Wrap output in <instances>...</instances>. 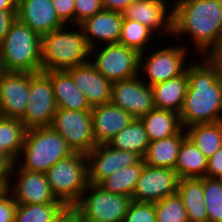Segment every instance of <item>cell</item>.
<instances>
[{"instance_id": "ba28073f", "label": "cell", "mask_w": 222, "mask_h": 222, "mask_svg": "<svg viewBox=\"0 0 222 222\" xmlns=\"http://www.w3.org/2000/svg\"><path fill=\"white\" fill-rule=\"evenodd\" d=\"M96 52V47L90 49L96 55L90 59L96 70L111 82L127 80L142 74L139 70L140 53L122 44H107Z\"/></svg>"}, {"instance_id": "f6af8a7d", "label": "cell", "mask_w": 222, "mask_h": 222, "mask_svg": "<svg viewBox=\"0 0 222 222\" xmlns=\"http://www.w3.org/2000/svg\"><path fill=\"white\" fill-rule=\"evenodd\" d=\"M209 57L219 66L222 74V40L219 47Z\"/></svg>"}, {"instance_id": "5bb4252c", "label": "cell", "mask_w": 222, "mask_h": 222, "mask_svg": "<svg viewBox=\"0 0 222 222\" xmlns=\"http://www.w3.org/2000/svg\"><path fill=\"white\" fill-rule=\"evenodd\" d=\"M86 156L90 184H99L118 169L135 165L142 159L135 152L114 149L108 144L96 145Z\"/></svg>"}, {"instance_id": "e575fe53", "label": "cell", "mask_w": 222, "mask_h": 222, "mask_svg": "<svg viewBox=\"0 0 222 222\" xmlns=\"http://www.w3.org/2000/svg\"><path fill=\"white\" fill-rule=\"evenodd\" d=\"M156 222H189L186 208L178 194L155 202Z\"/></svg>"}, {"instance_id": "f546056e", "label": "cell", "mask_w": 222, "mask_h": 222, "mask_svg": "<svg viewBox=\"0 0 222 222\" xmlns=\"http://www.w3.org/2000/svg\"><path fill=\"white\" fill-rule=\"evenodd\" d=\"M144 165L145 162L141 159L135 165L118 169L113 174L103 179L98 185L111 193L132 198V194Z\"/></svg>"}, {"instance_id": "9c48e42d", "label": "cell", "mask_w": 222, "mask_h": 222, "mask_svg": "<svg viewBox=\"0 0 222 222\" xmlns=\"http://www.w3.org/2000/svg\"><path fill=\"white\" fill-rule=\"evenodd\" d=\"M50 127L65 139L73 153L86 155L96 146L90 110L57 109Z\"/></svg>"}, {"instance_id": "bcb514c9", "label": "cell", "mask_w": 222, "mask_h": 222, "mask_svg": "<svg viewBox=\"0 0 222 222\" xmlns=\"http://www.w3.org/2000/svg\"><path fill=\"white\" fill-rule=\"evenodd\" d=\"M0 9L17 10V0H0Z\"/></svg>"}, {"instance_id": "1f68e13d", "label": "cell", "mask_w": 222, "mask_h": 222, "mask_svg": "<svg viewBox=\"0 0 222 222\" xmlns=\"http://www.w3.org/2000/svg\"><path fill=\"white\" fill-rule=\"evenodd\" d=\"M154 36L155 33L148 27L137 21L123 18L118 43L142 53L146 51L145 47H147L150 40L155 38Z\"/></svg>"}, {"instance_id": "f1b7e54d", "label": "cell", "mask_w": 222, "mask_h": 222, "mask_svg": "<svg viewBox=\"0 0 222 222\" xmlns=\"http://www.w3.org/2000/svg\"><path fill=\"white\" fill-rule=\"evenodd\" d=\"M185 129L186 136L207 158L222 147V121L195 124Z\"/></svg>"}, {"instance_id": "d590c367", "label": "cell", "mask_w": 222, "mask_h": 222, "mask_svg": "<svg viewBox=\"0 0 222 222\" xmlns=\"http://www.w3.org/2000/svg\"><path fill=\"white\" fill-rule=\"evenodd\" d=\"M123 222H156L154 203L132 200Z\"/></svg>"}, {"instance_id": "30bf717a", "label": "cell", "mask_w": 222, "mask_h": 222, "mask_svg": "<svg viewBox=\"0 0 222 222\" xmlns=\"http://www.w3.org/2000/svg\"><path fill=\"white\" fill-rule=\"evenodd\" d=\"M57 110L51 79L44 73H30L29 101L20 120L27 129L50 126Z\"/></svg>"}, {"instance_id": "ffe728a7", "label": "cell", "mask_w": 222, "mask_h": 222, "mask_svg": "<svg viewBox=\"0 0 222 222\" xmlns=\"http://www.w3.org/2000/svg\"><path fill=\"white\" fill-rule=\"evenodd\" d=\"M92 133L96 145L108 144L122 129L135 118L122 108L108 102L92 107Z\"/></svg>"}, {"instance_id": "ab89813d", "label": "cell", "mask_w": 222, "mask_h": 222, "mask_svg": "<svg viewBox=\"0 0 222 222\" xmlns=\"http://www.w3.org/2000/svg\"><path fill=\"white\" fill-rule=\"evenodd\" d=\"M51 222H83L79 208L76 205H63Z\"/></svg>"}, {"instance_id": "60d3db41", "label": "cell", "mask_w": 222, "mask_h": 222, "mask_svg": "<svg viewBox=\"0 0 222 222\" xmlns=\"http://www.w3.org/2000/svg\"><path fill=\"white\" fill-rule=\"evenodd\" d=\"M220 174H222V147L208 158L206 171V176L211 178H217Z\"/></svg>"}, {"instance_id": "f35d334b", "label": "cell", "mask_w": 222, "mask_h": 222, "mask_svg": "<svg viewBox=\"0 0 222 222\" xmlns=\"http://www.w3.org/2000/svg\"><path fill=\"white\" fill-rule=\"evenodd\" d=\"M59 20L65 25H75V2L74 0H52ZM71 22V23H70ZM67 24V25H66Z\"/></svg>"}, {"instance_id": "7dc6e473", "label": "cell", "mask_w": 222, "mask_h": 222, "mask_svg": "<svg viewBox=\"0 0 222 222\" xmlns=\"http://www.w3.org/2000/svg\"><path fill=\"white\" fill-rule=\"evenodd\" d=\"M5 72V69H4V67H3V63H2V59H1V54H0V75L2 74V73H4Z\"/></svg>"}, {"instance_id": "b9f144b4", "label": "cell", "mask_w": 222, "mask_h": 222, "mask_svg": "<svg viewBox=\"0 0 222 222\" xmlns=\"http://www.w3.org/2000/svg\"><path fill=\"white\" fill-rule=\"evenodd\" d=\"M17 10L0 9V42L8 33L9 27L16 20Z\"/></svg>"}, {"instance_id": "681fc988", "label": "cell", "mask_w": 222, "mask_h": 222, "mask_svg": "<svg viewBox=\"0 0 222 222\" xmlns=\"http://www.w3.org/2000/svg\"><path fill=\"white\" fill-rule=\"evenodd\" d=\"M0 181H5V176L0 172Z\"/></svg>"}, {"instance_id": "9a60e30c", "label": "cell", "mask_w": 222, "mask_h": 222, "mask_svg": "<svg viewBox=\"0 0 222 222\" xmlns=\"http://www.w3.org/2000/svg\"><path fill=\"white\" fill-rule=\"evenodd\" d=\"M30 73L4 72L0 75L2 117L21 120L29 101Z\"/></svg>"}, {"instance_id": "52a82bcc", "label": "cell", "mask_w": 222, "mask_h": 222, "mask_svg": "<svg viewBox=\"0 0 222 222\" xmlns=\"http://www.w3.org/2000/svg\"><path fill=\"white\" fill-rule=\"evenodd\" d=\"M131 201L128 196L111 193L98 184L89 183L75 205L83 222H123Z\"/></svg>"}, {"instance_id": "8fae6325", "label": "cell", "mask_w": 222, "mask_h": 222, "mask_svg": "<svg viewBox=\"0 0 222 222\" xmlns=\"http://www.w3.org/2000/svg\"><path fill=\"white\" fill-rule=\"evenodd\" d=\"M187 50L188 48L185 46L175 47L172 45L157 51L155 50L145 57L146 53H140L139 70L141 69L143 73L148 75V79H144L146 80L145 83L152 86L182 75L188 67L187 63L184 64L186 58H188L186 56Z\"/></svg>"}, {"instance_id": "d6a6232c", "label": "cell", "mask_w": 222, "mask_h": 222, "mask_svg": "<svg viewBox=\"0 0 222 222\" xmlns=\"http://www.w3.org/2000/svg\"><path fill=\"white\" fill-rule=\"evenodd\" d=\"M64 204H17L13 222H51Z\"/></svg>"}, {"instance_id": "ee69618b", "label": "cell", "mask_w": 222, "mask_h": 222, "mask_svg": "<svg viewBox=\"0 0 222 222\" xmlns=\"http://www.w3.org/2000/svg\"><path fill=\"white\" fill-rule=\"evenodd\" d=\"M14 161L3 151L0 144V172L5 176Z\"/></svg>"}, {"instance_id": "c3c4849f", "label": "cell", "mask_w": 222, "mask_h": 222, "mask_svg": "<svg viewBox=\"0 0 222 222\" xmlns=\"http://www.w3.org/2000/svg\"><path fill=\"white\" fill-rule=\"evenodd\" d=\"M5 188V181H0V191Z\"/></svg>"}, {"instance_id": "836d02e7", "label": "cell", "mask_w": 222, "mask_h": 222, "mask_svg": "<svg viewBox=\"0 0 222 222\" xmlns=\"http://www.w3.org/2000/svg\"><path fill=\"white\" fill-rule=\"evenodd\" d=\"M204 202L207 209V222H222V184L217 178L201 177Z\"/></svg>"}, {"instance_id": "83f0119b", "label": "cell", "mask_w": 222, "mask_h": 222, "mask_svg": "<svg viewBox=\"0 0 222 222\" xmlns=\"http://www.w3.org/2000/svg\"><path fill=\"white\" fill-rule=\"evenodd\" d=\"M150 141L140 119H134L126 128L118 132L108 143L114 149L131 151L144 157Z\"/></svg>"}, {"instance_id": "ac0fdd59", "label": "cell", "mask_w": 222, "mask_h": 222, "mask_svg": "<svg viewBox=\"0 0 222 222\" xmlns=\"http://www.w3.org/2000/svg\"><path fill=\"white\" fill-rule=\"evenodd\" d=\"M16 18L41 37L64 26L52 0H17Z\"/></svg>"}, {"instance_id": "8d00e7d4", "label": "cell", "mask_w": 222, "mask_h": 222, "mask_svg": "<svg viewBox=\"0 0 222 222\" xmlns=\"http://www.w3.org/2000/svg\"><path fill=\"white\" fill-rule=\"evenodd\" d=\"M75 25H80L86 19L103 10L102 0H74Z\"/></svg>"}, {"instance_id": "44dd1931", "label": "cell", "mask_w": 222, "mask_h": 222, "mask_svg": "<svg viewBox=\"0 0 222 222\" xmlns=\"http://www.w3.org/2000/svg\"><path fill=\"white\" fill-rule=\"evenodd\" d=\"M122 21V13L103 9L82 22L80 27L85 34L90 49L96 47L98 41H102L100 45L118 43Z\"/></svg>"}, {"instance_id": "7c38bea8", "label": "cell", "mask_w": 222, "mask_h": 222, "mask_svg": "<svg viewBox=\"0 0 222 222\" xmlns=\"http://www.w3.org/2000/svg\"><path fill=\"white\" fill-rule=\"evenodd\" d=\"M179 180L176 170L145 164L131 199L137 202H158L177 194Z\"/></svg>"}, {"instance_id": "cb8c5ba5", "label": "cell", "mask_w": 222, "mask_h": 222, "mask_svg": "<svg viewBox=\"0 0 222 222\" xmlns=\"http://www.w3.org/2000/svg\"><path fill=\"white\" fill-rule=\"evenodd\" d=\"M186 137V130L183 129L178 134L150 142L142 159L148 166L175 170L179 149Z\"/></svg>"}, {"instance_id": "4316f807", "label": "cell", "mask_w": 222, "mask_h": 222, "mask_svg": "<svg viewBox=\"0 0 222 222\" xmlns=\"http://www.w3.org/2000/svg\"><path fill=\"white\" fill-rule=\"evenodd\" d=\"M208 158L186 137L180 146L175 170L181 178L206 176Z\"/></svg>"}, {"instance_id": "d6986e66", "label": "cell", "mask_w": 222, "mask_h": 222, "mask_svg": "<svg viewBox=\"0 0 222 222\" xmlns=\"http://www.w3.org/2000/svg\"><path fill=\"white\" fill-rule=\"evenodd\" d=\"M67 71L91 107L111 102L113 82L102 76L90 61Z\"/></svg>"}, {"instance_id": "5b68a950", "label": "cell", "mask_w": 222, "mask_h": 222, "mask_svg": "<svg viewBox=\"0 0 222 222\" xmlns=\"http://www.w3.org/2000/svg\"><path fill=\"white\" fill-rule=\"evenodd\" d=\"M42 37L17 18L0 42V54L6 72H42Z\"/></svg>"}, {"instance_id": "7402d4cb", "label": "cell", "mask_w": 222, "mask_h": 222, "mask_svg": "<svg viewBox=\"0 0 222 222\" xmlns=\"http://www.w3.org/2000/svg\"><path fill=\"white\" fill-rule=\"evenodd\" d=\"M53 85L57 109L74 111L91 110L85 95L74 84L71 74L67 70L44 72Z\"/></svg>"}, {"instance_id": "d4e9b609", "label": "cell", "mask_w": 222, "mask_h": 222, "mask_svg": "<svg viewBox=\"0 0 222 222\" xmlns=\"http://www.w3.org/2000/svg\"><path fill=\"white\" fill-rule=\"evenodd\" d=\"M177 194L186 208L189 222H207L208 214L204 202L203 182L200 178H181Z\"/></svg>"}, {"instance_id": "277c9868", "label": "cell", "mask_w": 222, "mask_h": 222, "mask_svg": "<svg viewBox=\"0 0 222 222\" xmlns=\"http://www.w3.org/2000/svg\"><path fill=\"white\" fill-rule=\"evenodd\" d=\"M74 27L79 29L70 32L64 25L42 36V72L67 70L90 61V47L85 34L80 25Z\"/></svg>"}, {"instance_id": "4dcf8cb0", "label": "cell", "mask_w": 222, "mask_h": 222, "mask_svg": "<svg viewBox=\"0 0 222 222\" xmlns=\"http://www.w3.org/2000/svg\"><path fill=\"white\" fill-rule=\"evenodd\" d=\"M27 128L19 119L0 118V144L3 151L15 162L24 144Z\"/></svg>"}, {"instance_id": "484cf974", "label": "cell", "mask_w": 222, "mask_h": 222, "mask_svg": "<svg viewBox=\"0 0 222 222\" xmlns=\"http://www.w3.org/2000/svg\"><path fill=\"white\" fill-rule=\"evenodd\" d=\"M150 142L180 133L182 127L179 114L163 109H153L140 118Z\"/></svg>"}, {"instance_id": "3957f363", "label": "cell", "mask_w": 222, "mask_h": 222, "mask_svg": "<svg viewBox=\"0 0 222 222\" xmlns=\"http://www.w3.org/2000/svg\"><path fill=\"white\" fill-rule=\"evenodd\" d=\"M71 154L73 151L65 139L50 126L27 129L19 159L5 175V188H12L9 178L12 174L14 176L17 166L27 171L46 173L55 163Z\"/></svg>"}, {"instance_id": "603a6c76", "label": "cell", "mask_w": 222, "mask_h": 222, "mask_svg": "<svg viewBox=\"0 0 222 222\" xmlns=\"http://www.w3.org/2000/svg\"><path fill=\"white\" fill-rule=\"evenodd\" d=\"M187 87L188 77L186 71L175 78L152 85L155 108L179 114L186 96Z\"/></svg>"}, {"instance_id": "74e56055", "label": "cell", "mask_w": 222, "mask_h": 222, "mask_svg": "<svg viewBox=\"0 0 222 222\" xmlns=\"http://www.w3.org/2000/svg\"><path fill=\"white\" fill-rule=\"evenodd\" d=\"M9 188L0 191V222H13L17 202L9 193Z\"/></svg>"}, {"instance_id": "6da1fadb", "label": "cell", "mask_w": 222, "mask_h": 222, "mask_svg": "<svg viewBox=\"0 0 222 222\" xmlns=\"http://www.w3.org/2000/svg\"><path fill=\"white\" fill-rule=\"evenodd\" d=\"M187 67L188 87L179 112L182 127L222 121V74L209 57Z\"/></svg>"}, {"instance_id": "7a4b0ae2", "label": "cell", "mask_w": 222, "mask_h": 222, "mask_svg": "<svg viewBox=\"0 0 222 222\" xmlns=\"http://www.w3.org/2000/svg\"><path fill=\"white\" fill-rule=\"evenodd\" d=\"M172 34H188L197 52L210 56L222 40V0H175Z\"/></svg>"}, {"instance_id": "2e32d148", "label": "cell", "mask_w": 222, "mask_h": 222, "mask_svg": "<svg viewBox=\"0 0 222 222\" xmlns=\"http://www.w3.org/2000/svg\"><path fill=\"white\" fill-rule=\"evenodd\" d=\"M16 171L18 180L9 192L17 204H63L52 194L46 173Z\"/></svg>"}, {"instance_id": "e0dca14e", "label": "cell", "mask_w": 222, "mask_h": 222, "mask_svg": "<svg viewBox=\"0 0 222 222\" xmlns=\"http://www.w3.org/2000/svg\"><path fill=\"white\" fill-rule=\"evenodd\" d=\"M167 0H135L123 12V18L137 21L153 32L162 30L172 35L173 12ZM160 29V30H159ZM165 31V32H164Z\"/></svg>"}, {"instance_id": "4fadbf2b", "label": "cell", "mask_w": 222, "mask_h": 222, "mask_svg": "<svg viewBox=\"0 0 222 222\" xmlns=\"http://www.w3.org/2000/svg\"><path fill=\"white\" fill-rule=\"evenodd\" d=\"M137 76L127 80L115 81L112 84L111 102L122 108L135 119H140L155 109L151 86Z\"/></svg>"}, {"instance_id": "7bdbcfd3", "label": "cell", "mask_w": 222, "mask_h": 222, "mask_svg": "<svg viewBox=\"0 0 222 222\" xmlns=\"http://www.w3.org/2000/svg\"><path fill=\"white\" fill-rule=\"evenodd\" d=\"M135 0H102L104 10L122 13Z\"/></svg>"}, {"instance_id": "f907efd6", "label": "cell", "mask_w": 222, "mask_h": 222, "mask_svg": "<svg viewBox=\"0 0 222 222\" xmlns=\"http://www.w3.org/2000/svg\"><path fill=\"white\" fill-rule=\"evenodd\" d=\"M217 179L219 180V182L222 184V174H220Z\"/></svg>"}, {"instance_id": "8992f818", "label": "cell", "mask_w": 222, "mask_h": 222, "mask_svg": "<svg viewBox=\"0 0 222 222\" xmlns=\"http://www.w3.org/2000/svg\"><path fill=\"white\" fill-rule=\"evenodd\" d=\"M46 176L56 199L65 205H75L89 184L87 156L73 153L55 163Z\"/></svg>"}]
</instances>
